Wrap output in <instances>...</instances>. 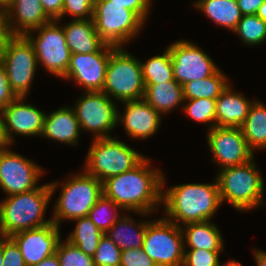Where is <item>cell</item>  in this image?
Listing matches in <instances>:
<instances>
[{"label":"cell","mask_w":266,"mask_h":266,"mask_svg":"<svg viewBox=\"0 0 266 266\" xmlns=\"http://www.w3.org/2000/svg\"><path fill=\"white\" fill-rule=\"evenodd\" d=\"M145 157L133 169L103 182V194L125 211L142 216L158 211L162 204L165 175Z\"/></svg>","instance_id":"cell-1"},{"label":"cell","mask_w":266,"mask_h":266,"mask_svg":"<svg viewBox=\"0 0 266 266\" xmlns=\"http://www.w3.org/2000/svg\"><path fill=\"white\" fill-rule=\"evenodd\" d=\"M165 189L162 188L164 218L180 227L210 221L222 205L216 178L214 183H188Z\"/></svg>","instance_id":"cell-2"},{"label":"cell","mask_w":266,"mask_h":266,"mask_svg":"<svg viewBox=\"0 0 266 266\" xmlns=\"http://www.w3.org/2000/svg\"><path fill=\"white\" fill-rule=\"evenodd\" d=\"M58 185L59 181L39 185L31 191L3 199L0 202V235L11 237L52 223V219L45 220L44 215Z\"/></svg>","instance_id":"cell-3"},{"label":"cell","mask_w":266,"mask_h":266,"mask_svg":"<svg viewBox=\"0 0 266 266\" xmlns=\"http://www.w3.org/2000/svg\"><path fill=\"white\" fill-rule=\"evenodd\" d=\"M221 202L228 201L237 211L252 210L264 204V179L254 158L244 164L219 169L216 175Z\"/></svg>","instance_id":"cell-4"},{"label":"cell","mask_w":266,"mask_h":266,"mask_svg":"<svg viewBox=\"0 0 266 266\" xmlns=\"http://www.w3.org/2000/svg\"><path fill=\"white\" fill-rule=\"evenodd\" d=\"M145 157L116 137L93 138L83 170L103 183L133 169Z\"/></svg>","instance_id":"cell-5"},{"label":"cell","mask_w":266,"mask_h":266,"mask_svg":"<svg viewBox=\"0 0 266 266\" xmlns=\"http://www.w3.org/2000/svg\"><path fill=\"white\" fill-rule=\"evenodd\" d=\"M61 186L51 218L58 227L62 220L87 217L90 209L103 195V183L83 169L81 174H71Z\"/></svg>","instance_id":"cell-6"},{"label":"cell","mask_w":266,"mask_h":266,"mask_svg":"<svg viewBox=\"0 0 266 266\" xmlns=\"http://www.w3.org/2000/svg\"><path fill=\"white\" fill-rule=\"evenodd\" d=\"M102 92L121 103L144 97L145 83L140 60L124 47H117L110 55Z\"/></svg>","instance_id":"cell-7"},{"label":"cell","mask_w":266,"mask_h":266,"mask_svg":"<svg viewBox=\"0 0 266 266\" xmlns=\"http://www.w3.org/2000/svg\"><path fill=\"white\" fill-rule=\"evenodd\" d=\"M93 21L100 38L116 47L133 40L143 29L144 21L123 5L111 4L109 0H96Z\"/></svg>","instance_id":"cell-8"},{"label":"cell","mask_w":266,"mask_h":266,"mask_svg":"<svg viewBox=\"0 0 266 266\" xmlns=\"http://www.w3.org/2000/svg\"><path fill=\"white\" fill-rule=\"evenodd\" d=\"M1 62L11 91L16 97H27L38 67L33 44L25 35H13Z\"/></svg>","instance_id":"cell-9"},{"label":"cell","mask_w":266,"mask_h":266,"mask_svg":"<svg viewBox=\"0 0 266 266\" xmlns=\"http://www.w3.org/2000/svg\"><path fill=\"white\" fill-rule=\"evenodd\" d=\"M142 249L157 266H182L184 242L181 227L164 217L150 221Z\"/></svg>","instance_id":"cell-10"},{"label":"cell","mask_w":266,"mask_h":266,"mask_svg":"<svg viewBox=\"0 0 266 266\" xmlns=\"http://www.w3.org/2000/svg\"><path fill=\"white\" fill-rule=\"evenodd\" d=\"M32 32H36L37 36H33ZM25 36L33 44L38 65L42 64L50 74L63 79L71 58V51L66 44L63 26L59 25L57 20H52L30 31Z\"/></svg>","instance_id":"cell-11"},{"label":"cell","mask_w":266,"mask_h":266,"mask_svg":"<svg viewBox=\"0 0 266 266\" xmlns=\"http://www.w3.org/2000/svg\"><path fill=\"white\" fill-rule=\"evenodd\" d=\"M106 93L90 91L82 94L73 110L81 130L93 133L94 139L108 138L118 118V106Z\"/></svg>","instance_id":"cell-12"},{"label":"cell","mask_w":266,"mask_h":266,"mask_svg":"<svg viewBox=\"0 0 266 266\" xmlns=\"http://www.w3.org/2000/svg\"><path fill=\"white\" fill-rule=\"evenodd\" d=\"M10 148L0 151V188L7 195L31 191L38 187L44 169Z\"/></svg>","instance_id":"cell-13"},{"label":"cell","mask_w":266,"mask_h":266,"mask_svg":"<svg viewBox=\"0 0 266 266\" xmlns=\"http://www.w3.org/2000/svg\"><path fill=\"white\" fill-rule=\"evenodd\" d=\"M171 54L174 79L181 85L213 75L219 67L198 45L178 40L167 47Z\"/></svg>","instance_id":"cell-14"},{"label":"cell","mask_w":266,"mask_h":266,"mask_svg":"<svg viewBox=\"0 0 266 266\" xmlns=\"http://www.w3.org/2000/svg\"><path fill=\"white\" fill-rule=\"evenodd\" d=\"M207 132L208 148L220 169L241 165L254 158L240 127L215 126Z\"/></svg>","instance_id":"cell-15"},{"label":"cell","mask_w":266,"mask_h":266,"mask_svg":"<svg viewBox=\"0 0 266 266\" xmlns=\"http://www.w3.org/2000/svg\"><path fill=\"white\" fill-rule=\"evenodd\" d=\"M116 48L105 43L94 53L71 54L70 64L63 80L64 78L75 80L77 85L84 88V92L102 91L110 55Z\"/></svg>","instance_id":"cell-16"},{"label":"cell","mask_w":266,"mask_h":266,"mask_svg":"<svg viewBox=\"0 0 266 266\" xmlns=\"http://www.w3.org/2000/svg\"><path fill=\"white\" fill-rule=\"evenodd\" d=\"M26 97H16L0 111L4 121L5 132L11 144L14 135L41 136L44 125L45 112L29 103H24Z\"/></svg>","instance_id":"cell-17"},{"label":"cell","mask_w":266,"mask_h":266,"mask_svg":"<svg viewBox=\"0 0 266 266\" xmlns=\"http://www.w3.org/2000/svg\"><path fill=\"white\" fill-rule=\"evenodd\" d=\"M60 229L54 223L18 232L10 238L19 247L26 266H33L56 252Z\"/></svg>","instance_id":"cell-18"},{"label":"cell","mask_w":266,"mask_h":266,"mask_svg":"<svg viewBox=\"0 0 266 266\" xmlns=\"http://www.w3.org/2000/svg\"><path fill=\"white\" fill-rule=\"evenodd\" d=\"M122 104H124L125 110L123 114H120V110L118 111L117 123H123L122 125L129 137L142 140L157 133L162 123V115L143 98L125 101Z\"/></svg>","instance_id":"cell-19"},{"label":"cell","mask_w":266,"mask_h":266,"mask_svg":"<svg viewBox=\"0 0 266 266\" xmlns=\"http://www.w3.org/2000/svg\"><path fill=\"white\" fill-rule=\"evenodd\" d=\"M4 14L12 35H26L52 21L43 10L41 0H14Z\"/></svg>","instance_id":"cell-20"},{"label":"cell","mask_w":266,"mask_h":266,"mask_svg":"<svg viewBox=\"0 0 266 266\" xmlns=\"http://www.w3.org/2000/svg\"><path fill=\"white\" fill-rule=\"evenodd\" d=\"M81 128L71 106H65L45 114L41 137L62 142L64 144L77 145Z\"/></svg>","instance_id":"cell-21"},{"label":"cell","mask_w":266,"mask_h":266,"mask_svg":"<svg viewBox=\"0 0 266 266\" xmlns=\"http://www.w3.org/2000/svg\"><path fill=\"white\" fill-rule=\"evenodd\" d=\"M230 84L216 99L215 119L219 127H241L248 115L249 107L253 103L240 92H232Z\"/></svg>","instance_id":"cell-22"},{"label":"cell","mask_w":266,"mask_h":266,"mask_svg":"<svg viewBox=\"0 0 266 266\" xmlns=\"http://www.w3.org/2000/svg\"><path fill=\"white\" fill-rule=\"evenodd\" d=\"M66 44L71 54H89L97 52L105 42L96 31L93 18L87 20H71L63 24Z\"/></svg>","instance_id":"cell-23"},{"label":"cell","mask_w":266,"mask_h":266,"mask_svg":"<svg viewBox=\"0 0 266 266\" xmlns=\"http://www.w3.org/2000/svg\"><path fill=\"white\" fill-rule=\"evenodd\" d=\"M184 250L204 249L207 251H224L222 235L217 225L210 221L188 223L181 226ZM186 242V243H185ZM188 245L187 247H185Z\"/></svg>","instance_id":"cell-24"},{"label":"cell","mask_w":266,"mask_h":266,"mask_svg":"<svg viewBox=\"0 0 266 266\" xmlns=\"http://www.w3.org/2000/svg\"><path fill=\"white\" fill-rule=\"evenodd\" d=\"M143 99L163 116L184 103L183 88L177 81L145 84Z\"/></svg>","instance_id":"cell-25"},{"label":"cell","mask_w":266,"mask_h":266,"mask_svg":"<svg viewBox=\"0 0 266 266\" xmlns=\"http://www.w3.org/2000/svg\"><path fill=\"white\" fill-rule=\"evenodd\" d=\"M130 216H121L106 234L121 251L141 248L149 221L135 222Z\"/></svg>","instance_id":"cell-26"},{"label":"cell","mask_w":266,"mask_h":266,"mask_svg":"<svg viewBox=\"0 0 266 266\" xmlns=\"http://www.w3.org/2000/svg\"><path fill=\"white\" fill-rule=\"evenodd\" d=\"M193 4L217 26H223L232 32L242 18L236 0H196Z\"/></svg>","instance_id":"cell-27"},{"label":"cell","mask_w":266,"mask_h":266,"mask_svg":"<svg viewBox=\"0 0 266 266\" xmlns=\"http://www.w3.org/2000/svg\"><path fill=\"white\" fill-rule=\"evenodd\" d=\"M240 128L253 152L256 149H266V105L254 100Z\"/></svg>","instance_id":"cell-28"},{"label":"cell","mask_w":266,"mask_h":266,"mask_svg":"<svg viewBox=\"0 0 266 266\" xmlns=\"http://www.w3.org/2000/svg\"><path fill=\"white\" fill-rule=\"evenodd\" d=\"M229 83V78L219 68L209 77L184 83L182 85L184 100L217 99Z\"/></svg>","instance_id":"cell-29"},{"label":"cell","mask_w":266,"mask_h":266,"mask_svg":"<svg viewBox=\"0 0 266 266\" xmlns=\"http://www.w3.org/2000/svg\"><path fill=\"white\" fill-rule=\"evenodd\" d=\"M72 221H77L76 227L65 240L80 248L86 255L93 257L104 233L97 228L88 216Z\"/></svg>","instance_id":"cell-30"},{"label":"cell","mask_w":266,"mask_h":266,"mask_svg":"<svg viewBox=\"0 0 266 266\" xmlns=\"http://www.w3.org/2000/svg\"><path fill=\"white\" fill-rule=\"evenodd\" d=\"M145 84L176 81L173 74L171 54L168 48L163 54L152 56L145 62H140Z\"/></svg>","instance_id":"cell-31"},{"label":"cell","mask_w":266,"mask_h":266,"mask_svg":"<svg viewBox=\"0 0 266 266\" xmlns=\"http://www.w3.org/2000/svg\"><path fill=\"white\" fill-rule=\"evenodd\" d=\"M121 211L124 210L103 194L90 209L88 217L99 230L105 233L122 216Z\"/></svg>","instance_id":"cell-32"},{"label":"cell","mask_w":266,"mask_h":266,"mask_svg":"<svg viewBox=\"0 0 266 266\" xmlns=\"http://www.w3.org/2000/svg\"><path fill=\"white\" fill-rule=\"evenodd\" d=\"M246 45H260L266 40V22L256 14L242 16L233 31Z\"/></svg>","instance_id":"cell-33"},{"label":"cell","mask_w":266,"mask_h":266,"mask_svg":"<svg viewBox=\"0 0 266 266\" xmlns=\"http://www.w3.org/2000/svg\"><path fill=\"white\" fill-rule=\"evenodd\" d=\"M188 102V103H186ZM184 114L196 122L208 125V130L216 126L215 105L216 99L200 98L184 100Z\"/></svg>","instance_id":"cell-34"},{"label":"cell","mask_w":266,"mask_h":266,"mask_svg":"<svg viewBox=\"0 0 266 266\" xmlns=\"http://www.w3.org/2000/svg\"><path fill=\"white\" fill-rule=\"evenodd\" d=\"M55 253L60 266H95L93 257L86 255L80 248L63 238L58 242Z\"/></svg>","instance_id":"cell-35"},{"label":"cell","mask_w":266,"mask_h":266,"mask_svg":"<svg viewBox=\"0 0 266 266\" xmlns=\"http://www.w3.org/2000/svg\"><path fill=\"white\" fill-rule=\"evenodd\" d=\"M95 266H120L121 249L104 234L93 256Z\"/></svg>","instance_id":"cell-36"},{"label":"cell","mask_w":266,"mask_h":266,"mask_svg":"<svg viewBox=\"0 0 266 266\" xmlns=\"http://www.w3.org/2000/svg\"><path fill=\"white\" fill-rule=\"evenodd\" d=\"M221 251H207L204 249L184 250L182 266H220Z\"/></svg>","instance_id":"cell-37"},{"label":"cell","mask_w":266,"mask_h":266,"mask_svg":"<svg viewBox=\"0 0 266 266\" xmlns=\"http://www.w3.org/2000/svg\"><path fill=\"white\" fill-rule=\"evenodd\" d=\"M96 0H63L62 15L57 22H60L65 14L74 16V20H87L93 18V10Z\"/></svg>","instance_id":"cell-38"},{"label":"cell","mask_w":266,"mask_h":266,"mask_svg":"<svg viewBox=\"0 0 266 266\" xmlns=\"http://www.w3.org/2000/svg\"><path fill=\"white\" fill-rule=\"evenodd\" d=\"M3 266H26L22 253L17 244L10 238L2 235Z\"/></svg>","instance_id":"cell-39"},{"label":"cell","mask_w":266,"mask_h":266,"mask_svg":"<svg viewBox=\"0 0 266 266\" xmlns=\"http://www.w3.org/2000/svg\"><path fill=\"white\" fill-rule=\"evenodd\" d=\"M120 266H157L155 262L141 248L121 251Z\"/></svg>","instance_id":"cell-40"},{"label":"cell","mask_w":266,"mask_h":266,"mask_svg":"<svg viewBox=\"0 0 266 266\" xmlns=\"http://www.w3.org/2000/svg\"><path fill=\"white\" fill-rule=\"evenodd\" d=\"M111 4L123 5L125 8L134 11L144 22L151 10V0H109Z\"/></svg>","instance_id":"cell-41"},{"label":"cell","mask_w":266,"mask_h":266,"mask_svg":"<svg viewBox=\"0 0 266 266\" xmlns=\"http://www.w3.org/2000/svg\"><path fill=\"white\" fill-rule=\"evenodd\" d=\"M15 98L16 95L10 89L5 69L0 61V110L6 107Z\"/></svg>","instance_id":"cell-42"},{"label":"cell","mask_w":266,"mask_h":266,"mask_svg":"<svg viewBox=\"0 0 266 266\" xmlns=\"http://www.w3.org/2000/svg\"><path fill=\"white\" fill-rule=\"evenodd\" d=\"M43 10L51 20H59L63 10V0H41Z\"/></svg>","instance_id":"cell-43"},{"label":"cell","mask_w":266,"mask_h":266,"mask_svg":"<svg viewBox=\"0 0 266 266\" xmlns=\"http://www.w3.org/2000/svg\"><path fill=\"white\" fill-rule=\"evenodd\" d=\"M12 36L5 14L0 12V61L3 59L7 42Z\"/></svg>","instance_id":"cell-44"},{"label":"cell","mask_w":266,"mask_h":266,"mask_svg":"<svg viewBox=\"0 0 266 266\" xmlns=\"http://www.w3.org/2000/svg\"><path fill=\"white\" fill-rule=\"evenodd\" d=\"M242 16L256 14L264 0H236Z\"/></svg>","instance_id":"cell-45"},{"label":"cell","mask_w":266,"mask_h":266,"mask_svg":"<svg viewBox=\"0 0 266 266\" xmlns=\"http://www.w3.org/2000/svg\"><path fill=\"white\" fill-rule=\"evenodd\" d=\"M12 145L6 135L3 117L0 111V151L9 149V146Z\"/></svg>","instance_id":"cell-46"},{"label":"cell","mask_w":266,"mask_h":266,"mask_svg":"<svg viewBox=\"0 0 266 266\" xmlns=\"http://www.w3.org/2000/svg\"><path fill=\"white\" fill-rule=\"evenodd\" d=\"M33 266H60V263L57 254L54 253L53 255L45 258L43 261Z\"/></svg>","instance_id":"cell-47"},{"label":"cell","mask_w":266,"mask_h":266,"mask_svg":"<svg viewBox=\"0 0 266 266\" xmlns=\"http://www.w3.org/2000/svg\"><path fill=\"white\" fill-rule=\"evenodd\" d=\"M255 262L257 266H266V252L262 249L253 250Z\"/></svg>","instance_id":"cell-48"},{"label":"cell","mask_w":266,"mask_h":266,"mask_svg":"<svg viewBox=\"0 0 266 266\" xmlns=\"http://www.w3.org/2000/svg\"><path fill=\"white\" fill-rule=\"evenodd\" d=\"M256 15L266 22V0H264L263 4L259 7Z\"/></svg>","instance_id":"cell-49"},{"label":"cell","mask_w":266,"mask_h":266,"mask_svg":"<svg viewBox=\"0 0 266 266\" xmlns=\"http://www.w3.org/2000/svg\"><path fill=\"white\" fill-rule=\"evenodd\" d=\"M14 0H0V12L5 11L13 4Z\"/></svg>","instance_id":"cell-50"},{"label":"cell","mask_w":266,"mask_h":266,"mask_svg":"<svg viewBox=\"0 0 266 266\" xmlns=\"http://www.w3.org/2000/svg\"><path fill=\"white\" fill-rule=\"evenodd\" d=\"M220 266H242L240 262H238L235 259L229 260L227 263L225 262L224 264H220Z\"/></svg>","instance_id":"cell-51"},{"label":"cell","mask_w":266,"mask_h":266,"mask_svg":"<svg viewBox=\"0 0 266 266\" xmlns=\"http://www.w3.org/2000/svg\"><path fill=\"white\" fill-rule=\"evenodd\" d=\"M2 263H3V256H2V235H0V266H3Z\"/></svg>","instance_id":"cell-52"}]
</instances>
